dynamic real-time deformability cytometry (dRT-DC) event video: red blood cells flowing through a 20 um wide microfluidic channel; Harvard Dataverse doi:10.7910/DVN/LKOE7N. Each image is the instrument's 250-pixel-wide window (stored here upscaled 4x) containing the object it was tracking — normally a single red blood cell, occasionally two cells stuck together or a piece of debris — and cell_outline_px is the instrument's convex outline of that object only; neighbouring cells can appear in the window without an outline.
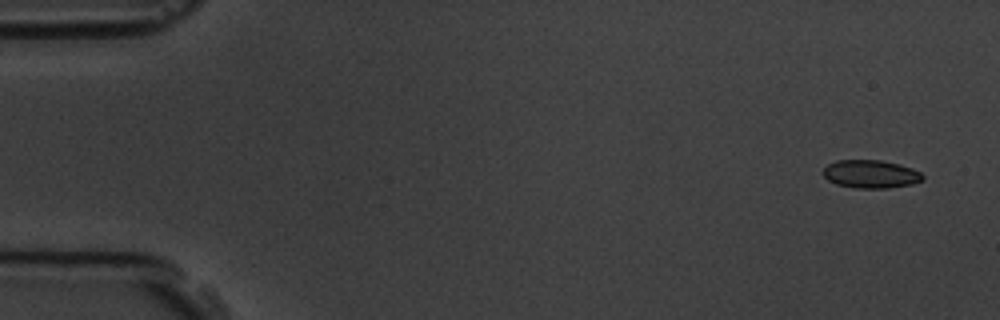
{"species": "common noctule bat (a hibernating species)", "species_latin": "Nyctalus noctula", "temperature_condition": "room temperature", "stored_images_in_passage": 7, "camera_frame_rate_fps": 3000, "um_per_image_px": 0.085, "animal": {"sex": "male", "body_mass_g": 19.5, "forearm_length_mm": 54.6}, "frame": {"image": 1, "passage_image": 1, "time_ms": 0.0, "image_size_px": [1000, 320], "cell_outline_px": [[924, 180], [912, 184], [888, 188], [856, 188], [836, 184], [828, 180], [824, 176], [824, 168], [828, 164], [836, 160], [880, 160], [900, 164], [912, 168], [920, 172], [924, 176]], "centroid_in_image_um": [74.04, 14.79], "position_along_channel_um": 11.0, "area_um2": 16.36}}
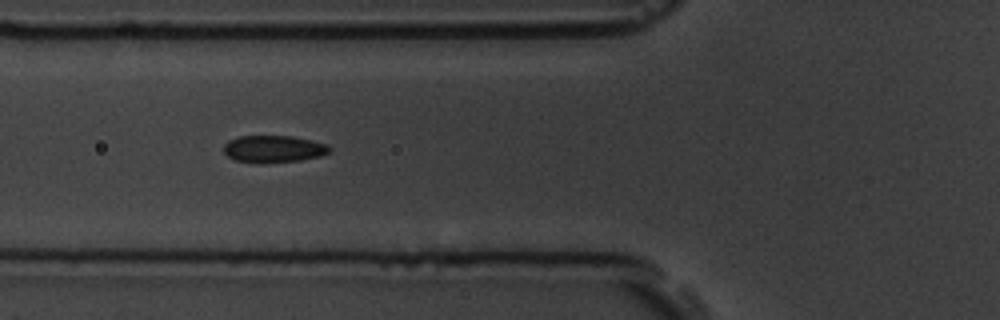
{"frame": {"image": 2, "passage_image": 6, "time_ms": 6.0, "image_size_px": [1000, 320], "cell_outline_px": [[332, 148], [328, 152], [320, 156], [300, 160], [236, 160], [228, 156], [224, 152], [224, 144], [228, 140], [236, 136], [292, 136], [312, 140], [328, 144]], "centroid_in_image_um": [23.28, 12.6], "position_along_channel_um": 102.5, "area_um2": 15.95}}
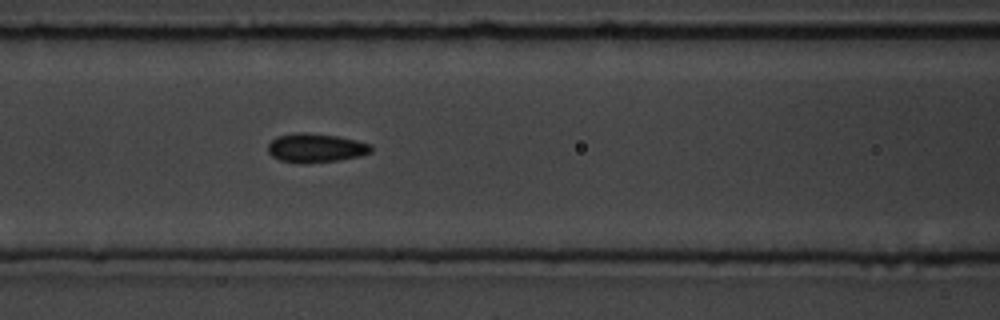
{"frame": {"image": 3, "passage_image": 7, "time_ms": 7.0, "image_size_px": [1000, 320], "cell_outline_px": [[372, 152], [360, 156], [340, 160], [304, 164], [300, 164], [280, 160], [272, 156], [268, 152], [268, 144], [276, 136], [300, 132], [304, 132], [336, 136], [356, 140], [372, 144]], "centroid_in_image_um": [26.84, 12.58], "position_along_channel_um": 139.8, "area_um2": 17.57}}